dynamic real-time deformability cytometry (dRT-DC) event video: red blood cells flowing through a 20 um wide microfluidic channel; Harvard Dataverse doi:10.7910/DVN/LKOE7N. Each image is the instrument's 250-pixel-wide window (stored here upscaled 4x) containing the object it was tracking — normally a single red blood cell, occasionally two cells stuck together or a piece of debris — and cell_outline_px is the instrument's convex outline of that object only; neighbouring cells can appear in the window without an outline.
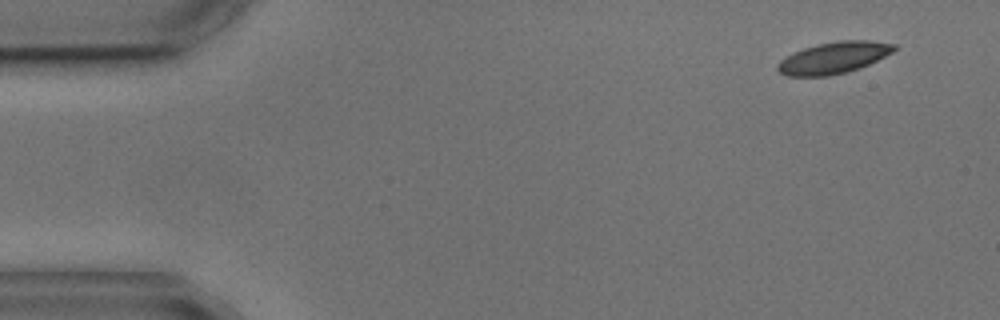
{"species": "common noctule bat (a hibernating species)", "species_latin": "Nyctalus noctula", "temperature_condition": "cold", "stored_images_in_passage": 3, "camera_frame_rate_fps": 3000, "um_per_image_px": 0.085, "animal": {"sex": "male", "body_mass_g": 17.9, "forearm_length_mm": 54.2}, "frame": {"image": 1, "passage_image": 1, "time_ms": 0.0, "image_size_px": [1000, 320], "cell_outline_px": [[896, 48], [892, 52], [860, 68], [828, 76], [788, 76], [780, 72], [776, 68], [776, 64], [780, 60], [792, 52], [816, 44], [836, 40], [868, 40], [896, 44]], "centroid_in_image_um": [70.82, 4.9], "position_along_channel_um": 14.2, "area_um2": 21.44}}